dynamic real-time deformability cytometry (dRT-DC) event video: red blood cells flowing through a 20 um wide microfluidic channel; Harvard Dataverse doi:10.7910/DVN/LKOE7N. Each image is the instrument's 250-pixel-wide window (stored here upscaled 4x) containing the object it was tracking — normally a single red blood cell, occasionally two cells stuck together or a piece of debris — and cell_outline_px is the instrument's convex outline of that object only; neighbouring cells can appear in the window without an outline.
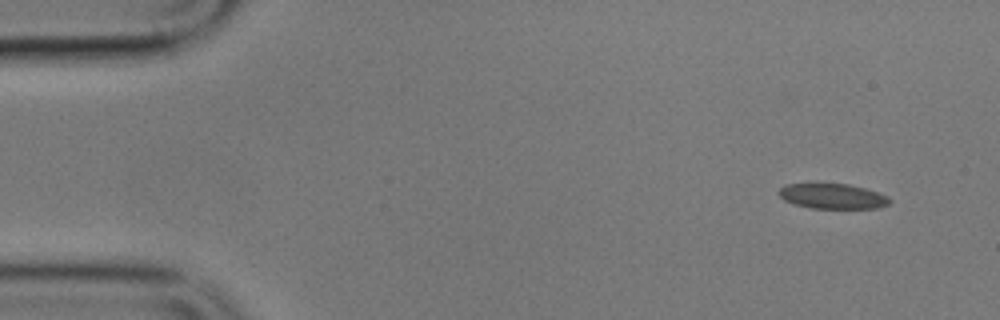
{"species": "common noctule bat (a hibernating species)", "species_latin": "Nyctalus noctula", "temperature_condition": "cold", "stored_images_in_passage": 9, "camera_frame_rate_fps": 3000, "um_per_image_px": 0.085, "animal": {"sex": "male", "body_mass_g": 17.9}, "frame": {"image": 1, "passage_image": 1, "time_ms": 0.0, "image_size_px": [1000, 320], "cell_outline_px": [[892, 200], [888, 204], [876, 208], [812, 208], [792, 204], [784, 200], [776, 192], [784, 184], [848, 184], [864, 188], [888, 196]], "centroid_in_image_um": [70.73, 16.68], "position_along_channel_um": 14.3, "area_um2": 16.18}}
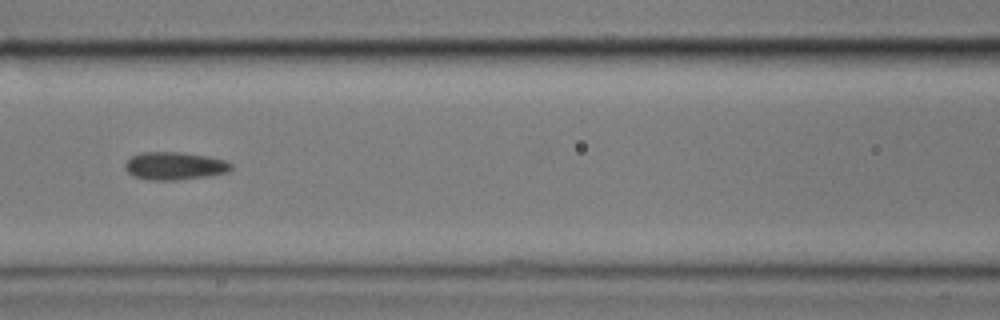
{"frame": {"image": 2, "passage_image": 7, "time_ms": 7.0, "image_size_px": [1000, 320], "cell_outline_px": [[232, 168], [228, 172], [208, 176], [176, 180], [148, 180], [132, 176], [124, 168], [124, 164], [132, 156], [140, 152], [180, 152], [208, 156], [224, 160], [232, 164]], "centroid_in_image_um": [14.82, 14.1], "position_along_channel_um": 151.8, "area_um2": 17.28}}
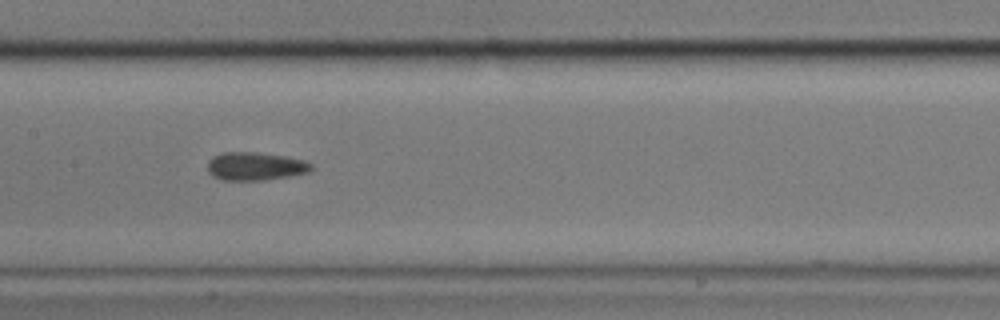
{"frame": {"image": 3, "passage_image": 8, "time_ms": 8.0, "image_size_px": [1000, 320], "cell_outline_px": [[312, 168], [308, 172], [288, 176], [264, 180], [224, 180], [212, 176], [208, 172], [208, 160], [212, 156], [220, 152], [256, 152], [288, 156], [304, 160], [312, 164]], "centroid_in_image_um": [21.67, 14.12], "position_along_channel_um": 185.7, "area_um2": 17.17}}